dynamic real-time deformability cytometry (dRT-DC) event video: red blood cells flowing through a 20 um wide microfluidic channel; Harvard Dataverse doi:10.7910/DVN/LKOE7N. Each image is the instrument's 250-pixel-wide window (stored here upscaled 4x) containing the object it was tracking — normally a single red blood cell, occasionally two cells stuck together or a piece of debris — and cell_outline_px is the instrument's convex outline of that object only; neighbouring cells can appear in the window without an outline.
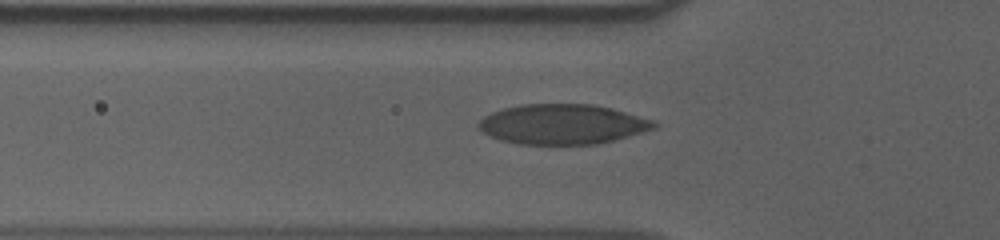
{"species": "human", "species_latin": "Homo sapiens", "temperature_condition": "cold", "stored_images_in_passage": 42, "segment_of_instrument_passage": [1, 2], "camera_frame_rate_fps": 3000, "um_per_image_px": 0.085, "donor": {"sex": "male"}, "frame": {"image": 1, "passage_image": 4, "time_ms": 1.0, "image_size_px": [1000, 240], "cell_outline_px": [[660, 124], [656, 128], [644, 132], [596, 144], [520, 144], [500, 140], [476, 128], [476, 124], [484, 116], [492, 112], [504, 108], [520, 104], [592, 104], [612, 108], [656, 120]], "centroid_in_image_um": [47.84, 10.55], "position_along_channel_um": 78.0, "area_um2": 41.1}}
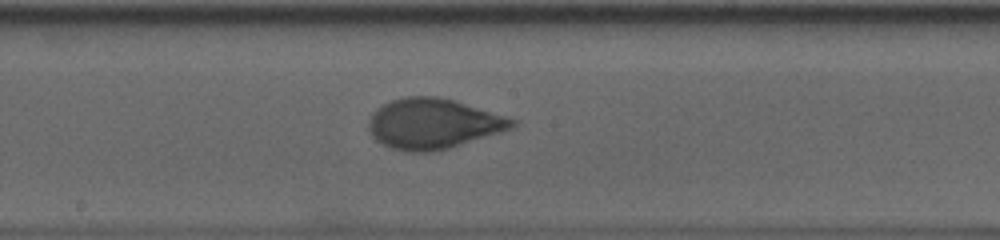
{"frame": {"image": 2, "passage_image": 15, "time_ms": 4.667, "image_size_px": [1000, 240], "cell_outline_px": [[516, 124], [512, 128], [500, 132], [448, 148], [432, 152], [408, 152], [392, 148], [380, 144], [372, 136], [368, 128], [368, 120], [372, 112], [376, 108], [392, 100], [404, 96], [440, 96], [456, 100], [516, 120]], "centroid_in_image_um": [36.76, 10.5], "position_along_channel_um": 211.4, "area_um2": 42.08}}
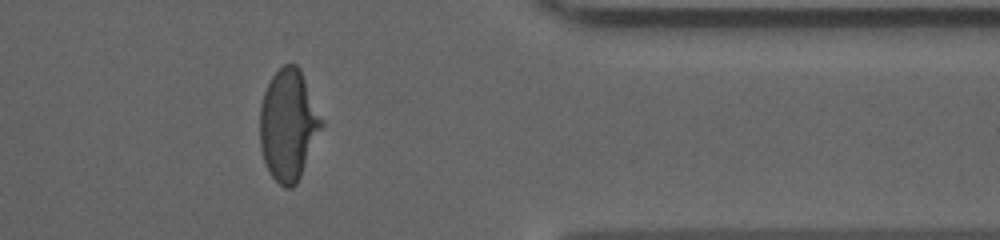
{"frame": {"image": 3, "passage_image": 31, "time_ms": 10.0, "image_size_px": [1000, 240], "cell_outline_px": [[324, 124], [300, 176], [296, 184], [292, 188], [284, 188], [272, 176], [264, 160], [260, 148], [260, 104], [264, 92], [272, 76], [284, 64], [296, 64], [300, 68], [324, 120]], "centroid_in_image_um": [24.52, 10.6], "position_along_channel_um": 386.9, "area_um2": 39.88}}